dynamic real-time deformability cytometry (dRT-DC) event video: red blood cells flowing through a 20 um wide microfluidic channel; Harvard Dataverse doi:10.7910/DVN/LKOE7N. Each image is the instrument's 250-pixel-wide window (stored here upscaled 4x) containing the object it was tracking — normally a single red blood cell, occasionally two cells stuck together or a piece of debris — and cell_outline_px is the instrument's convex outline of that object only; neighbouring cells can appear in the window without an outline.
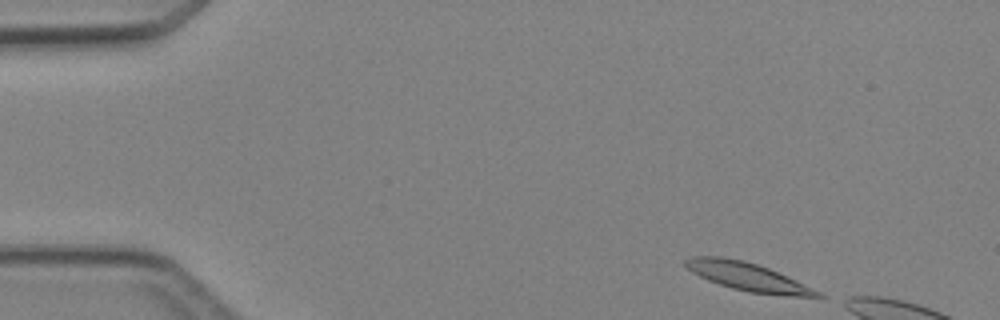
{"species": "Egyptian fruit bat (a non-hibernating species)", "species_latin": "Rousettus aegyptiacus", "temperature_condition": "cold", "stored_images_in_passage": 3, "camera_frame_rate_fps": 3000, "um_per_image_px": 0.085, "animal": {"sex": "female"}, "frame": {"image": 1, "passage_image": 1, "time_ms": 0.0, "image_size_px": [1000, 320], "cell_outline_px": [[828, 296], [784, 296], [748, 292], [732, 288], [708, 280], [692, 272], [684, 264], [684, 260], [692, 256], [720, 256], [744, 260], [768, 268], [788, 276]], "centroid_in_image_um": [63.54, 23.51], "position_along_channel_um": 21.5, "area_um2": 21.56}}